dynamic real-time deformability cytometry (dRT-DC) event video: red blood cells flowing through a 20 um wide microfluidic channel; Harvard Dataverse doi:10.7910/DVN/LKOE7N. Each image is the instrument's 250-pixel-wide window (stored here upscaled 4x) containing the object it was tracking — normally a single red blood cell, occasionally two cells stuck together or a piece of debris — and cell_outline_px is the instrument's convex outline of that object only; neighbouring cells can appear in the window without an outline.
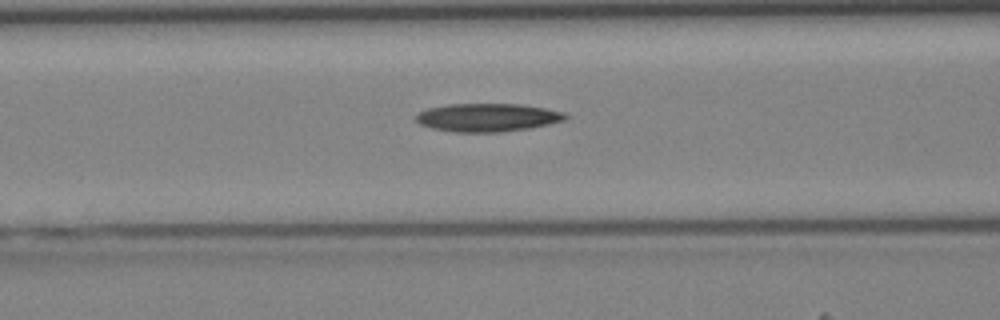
{"species": "Egyptian fruit bat (a non-hibernating species)", "species_latin": "Rousettus aegyptiacus", "temperature_condition": "cold", "stored_images_in_passage": 29, "camera_frame_rate_fps": 3000, "um_per_image_px": 0.085, "animal": {"sex": "female"}, "frame": {"image": 1, "passage_image": 5, "time_ms": 1.333, "image_size_px": [1000, 320], "cell_outline_px": [[568, 116], [564, 120], [548, 124], [528, 128], [500, 132], [456, 132], [432, 128], [420, 124], [416, 120], [416, 116], [420, 112], [428, 108], [448, 104], [520, 104], [544, 108], [564, 112]], "centroid_in_image_um": [41.43, 9.98], "position_along_channel_um": 125.2, "area_um2": 24.33}}
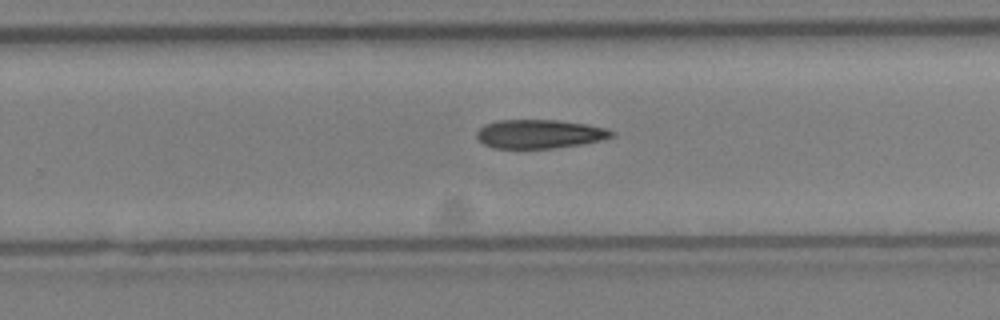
{"frame": {"image": 2, "passage_image": 15, "time_ms": 4.667, "image_size_px": [1000, 320], "cell_outline_px": [[616, 132], [612, 136], [600, 140], [580, 144], [552, 148], [496, 148], [484, 144], [476, 136], [476, 132], [484, 124], [496, 120], [556, 120], [588, 124], [604, 128]], "centroid_in_image_um": [45.83, 11.37], "position_along_channel_um": 284.0, "area_um2": 22.48}}
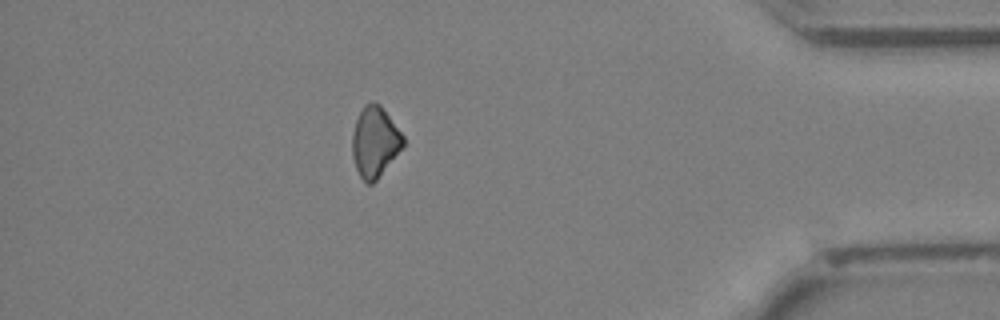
{"frame": {"image": 3, "passage_image": 25, "time_ms": 8.0, "image_size_px": [1000, 320], "cell_outline_px": [[404, 144], [376, 180], [372, 184], [368, 184], [360, 176], [356, 168], [352, 156], [352, 132], [356, 120], [364, 104], [380, 104], [404, 136]], "centroid_in_image_um": [31.84, 12.06], "position_along_channel_um": 403.4, "area_um2": 20.46}}